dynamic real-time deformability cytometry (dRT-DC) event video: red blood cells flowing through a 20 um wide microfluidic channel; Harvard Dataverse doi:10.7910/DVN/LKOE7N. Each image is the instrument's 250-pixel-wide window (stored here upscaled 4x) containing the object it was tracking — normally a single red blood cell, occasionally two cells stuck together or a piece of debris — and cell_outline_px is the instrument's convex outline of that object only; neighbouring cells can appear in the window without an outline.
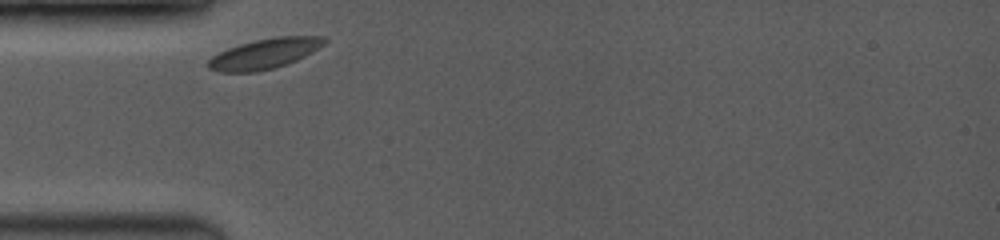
{"species": "common noctule bat (a hibernating species)", "species_latin": "Nyctalus noctula", "temperature_condition": "room temperature", "stored_images_in_passage": 2, "camera_frame_rate_fps": 3500, "um_per_image_px": 0.085, "animal": {"sex": "female", "body_mass_g": 19.0, "forearm_length_mm": 53.3}, "frame": {"image": 1, "passage_image": 1, "time_ms": 0.0, "image_size_px": [1000, 240], "cell_outline_px": [[328, 40], [324, 44], [312, 52], [288, 64], [256, 72], [220, 72], [208, 68], [204, 64], [212, 56], [228, 48], [240, 44], [256, 40], [276, 36], [324, 36]], "centroid_in_image_um": [22.47, 4.56], "position_along_channel_um": 62.5, "area_um2": 20.46}}
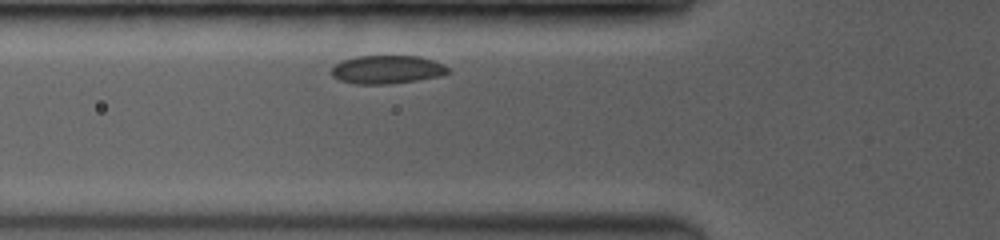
{"frame": {"image": 2, "passage_image": 2, "time_ms": 0.857, "image_size_px": [1000, 240], "cell_outline_px": [[452, 72], [440, 76], [416, 80], [388, 84], [356, 84], [340, 80], [332, 76], [332, 68], [336, 64], [344, 60], [356, 56], [420, 56], [444, 64]], "centroid_in_image_um": [32.93, 5.91], "position_along_channel_um": 92.9, "area_um2": 19.19}}